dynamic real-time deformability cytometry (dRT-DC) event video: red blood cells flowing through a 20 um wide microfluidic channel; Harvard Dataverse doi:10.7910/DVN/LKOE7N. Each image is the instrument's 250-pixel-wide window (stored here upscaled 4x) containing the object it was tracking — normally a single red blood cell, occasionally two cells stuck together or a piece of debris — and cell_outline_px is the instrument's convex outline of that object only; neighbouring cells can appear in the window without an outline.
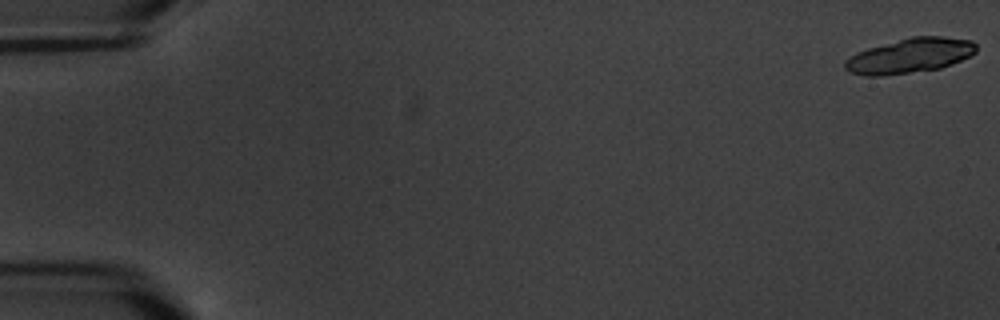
{"species": "common noctule bat (a hibernating species)", "species_latin": "Nyctalus noctula", "temperature_condition": "warm", "stored_images_in_passage": 18, "camera_frame_rate_fps": 3000, "um_per_image_px": 0.085, "animal": {"sex": "male", "body_mass_g": 20.1, "forearm_length_mm": 53.5}, "frame": {"image": 1, "passage_image": 1, "time_ms": 0.0, "image_size_px": [1000, 320], "cell_outline_px": [[976, 52], [960, 60], [940, 68], [880, 76], [868, 76], [852, 72], [844, 68], [844, 60], [856, 52], [868, 48], [912, 36], [944, 36], [972, 40], [976, 44]], "centroid_in_image_um": [77.33, 4.72], "position_along_channel_um": 7.7, "area_um2": 26.36}}
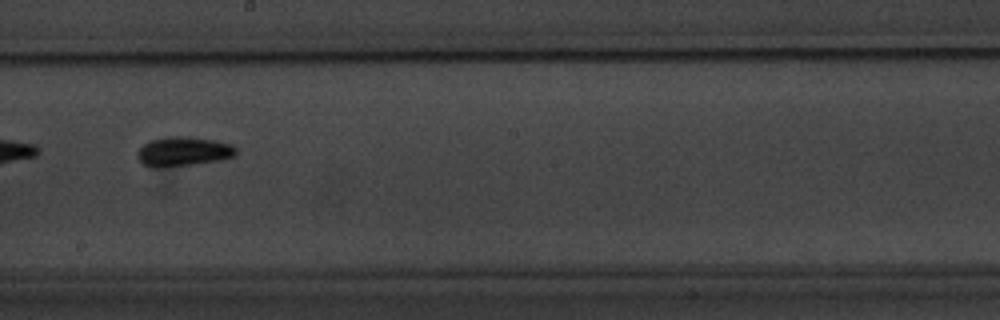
{"frame": {"image": 2, "passage_image": 11, "time_ms": 11.667, "image_size_px": [1000, 320], "cell_outline_px": [[236, 152], [232, 156], [216, 160], [160, 168], [148, 168], [136, 156], [136, 152], [144, 144], [152, 140], [168, 136], [184, 136], [216, 140], [232, 144], [236, 148]], "centroid_in_image_um": [15.52, 12.87], "position_along_channel_um": 232.7, "area_um2": 16.7}}
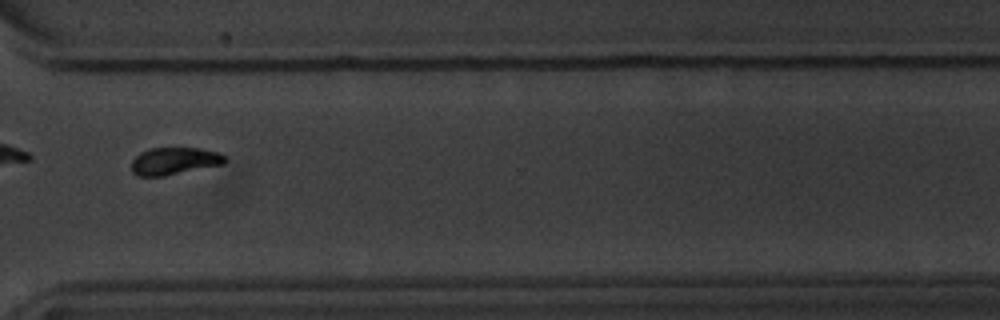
{"frame": {"image": 3, "passage_image": 14, "time_ms": 15.333, "image_size_px": [1000, 320], "cell_outline_px": [[228, 160], [224, 164], [164, 176], [136, 176], [132, 172], [132, 160], [140, 152], [152, 148], [200, 148], [220, 152]], "centroid_in_image_um": [14.84, 13.69], "position_along_channel_um": 355.8, "area_um2": 14.97}, "authors_computed_cell_mechanics": {"area_um2": 16.5597, "velocity_mm_per_s": 3.3705, "shape_relaxation_time_tau1_ms": 1.9616, "shape_relaxation_time_tau2_ms": 2.1521, "deformation_change_tau1": 0.124, "deformation_change_tau2": 0.0599}}